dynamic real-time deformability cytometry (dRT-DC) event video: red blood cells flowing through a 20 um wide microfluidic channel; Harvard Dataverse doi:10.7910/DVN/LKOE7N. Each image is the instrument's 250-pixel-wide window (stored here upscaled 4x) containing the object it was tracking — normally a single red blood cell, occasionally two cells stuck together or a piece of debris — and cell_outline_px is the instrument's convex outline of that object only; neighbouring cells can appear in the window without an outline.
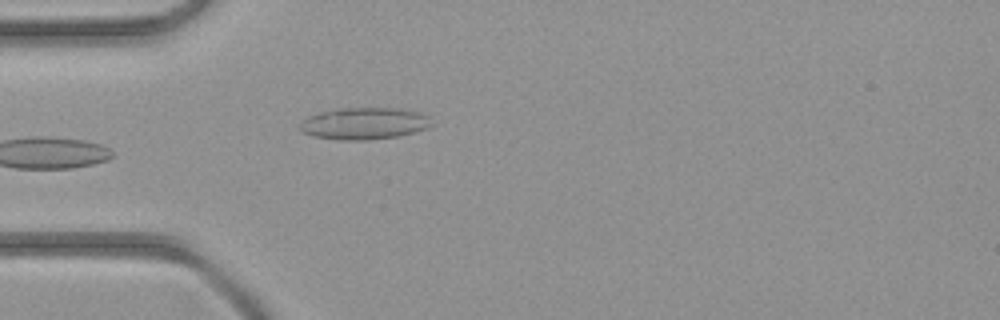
{"species": "common noctule bat (a hibernating species)", "species_latin": "Nyctalus noctula", "temperature_condition": "room temperature", "stored_images_in_passage": 3, "camera_frame_rate_fps": 3000, "um_per_image_px": 0.085, "animal": {"sex": "female", "body_mass_g": 21.9}, "frame": {"image": 1, "passage_image": 3, "time_ms": 3.0, "image_size_px": [1000, 320], "cell_outline_px": [[432, 124], [428, 128], [396, 136], [368, 140], [340, 140], [312, 136], [300, 132], [296, 128], [308, 116], [320, 112], [336, 108], [396, 108], [420, 112], [428, 116]], "centroid_in_image_um": [30.9, 10.49], "position_along_channel_um": 54.1, "area_um2": 24.57}}